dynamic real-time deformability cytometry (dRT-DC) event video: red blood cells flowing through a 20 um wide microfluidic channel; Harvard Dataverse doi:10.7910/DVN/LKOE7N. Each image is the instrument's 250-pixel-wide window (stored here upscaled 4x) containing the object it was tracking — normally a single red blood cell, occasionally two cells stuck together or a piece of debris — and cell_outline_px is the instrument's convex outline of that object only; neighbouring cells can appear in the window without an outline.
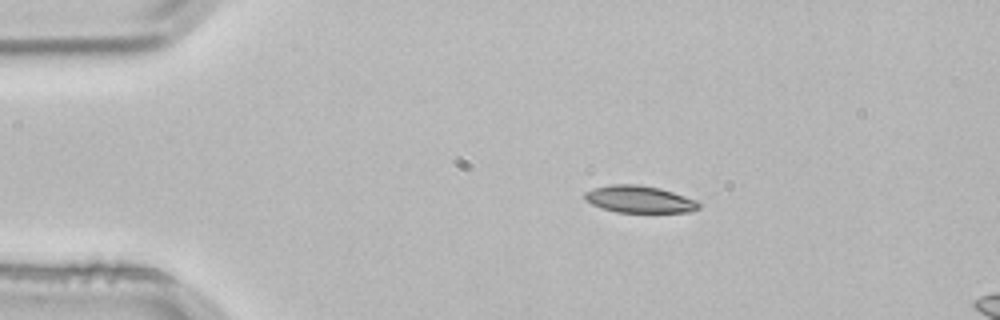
{"species": "common noctule bat (a hibernating species)", "species_latin": "Nyctalus noctula", "temperature_condition": "room temperature", "stored_images_in_passage": 3, "segment_of_instrument_passage": [1, 2], "camera_frame_rate_fps": 3000, "um_per_image_px": 0.085, "animal": {"sex": "male", "body_mass_g": 21.5, "forearm_length_mm": 52.0}, "frame": {"image": 1, "passage_image": 1, "time_ms": 0.0, "image_size_px": [1000, 320], "cell_outline_px": [[700, 208], [692, 212], [616, 212], [592, 204], [584, 200], [584, 192], [592, 188], [612, 184], [636, 184], [660, 188], [696, 200], [700, 204]], "centroid_in_image_um": [54.33, 16.93], "position_along_channel_um": 30.7, "area_um2": 17.98}}